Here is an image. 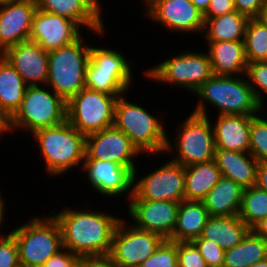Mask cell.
Returning <instances> with one entry per match:
<instances>
[{
	"label": "cell",
	"instance_id": "1",
	"mask_svg": "<svg viewBox=\"0 0 267 267\" xmlns=\"http://www.w3.org/2000/svg\"><path fill=\"white\" fill-rule=\"evenodd\" d=\"M81 210L64 206L51 214L59 223L64 249L82 256L109 255L120 217L100 210Z\"/></svg>",
	"mask_w": 267,
	"mask_h": 267
},
{
	"label": "cell",
	"instance_id": "2",
	"mask_svg": "<svg viewBox=\"0 0 267 267\" xmlns=\"http://www.w3.org/2000/svg\"><path fill=\"white\" fill-rule=\"evenodd\" d=\"M244 76L213 75L194 92L199 100L191 113L210 117L207 103L216 108L218 115L254 116L264 112Z\"/></svg>",
	"mask_w": 267,
	"mask_h": 267
},
{
	"label": "cell",
	"instance_id": "3",
	"mask_svg": "<svg viewBox=\"0 0 267 267\" xmlns=\"http://www.w3.org/2000/svg\"><path fill=\"white\" fill-rule=\"evenodd\" d=\"M33 138L40 148L46 172L63 176L70 169H82L85 158L86 136L67 120L57 126L35 131Z\"/></svg>",
	"mask_w": 267,
	"mask_h": 267
},
{
	"label": "cell",
	"instance_id": "4",
	"mask_svg": "<svg viewBox=\"0 0 267 267\" xmlns=\"http://www.w3.org/2000/svg\"><path fill=\"white\" fill-rule=\"evenodd\" d=\"M91 45L80 36L76 41L48 52L47 87L66 103L85 88Z\"/></svg>",
	"mask_w": 267,
	"mask_h": 267
},
{
	"label": "cell",
	"instance_id": "5",
	"mask_svg": "<svg viewBox=\"0 0 267 267\" xmlns=\"http://www.w3.org/2000/svg\"><path fill=\"white\" fill-rule=\"evenodd\" d=\"M160 120L141 105L128 101L126 95L118 97L114 126L124 132L142 154L165 153L168 134Z\"/></svg>",
	"mask_w": 267,
	"mask_h": 267
},
{
	"label": "cell",
	"instance_id": "6",
	"mask_svg": "<svg viewBox=\"0 0 267 267\" xmlns=\"http://www.w3.org/2000/svg\"><path fill=\"white\" fill-rule=\"evenodd\" d=\"M28 86L19 109L5 123V135L14 130L35 131L57 126L66 120V102L44 85Z\"/></svg>",
	"mask_w": 267,
	"mask_h": 267
},
{
	"label": "cell",
	"instance_id": "7",
	"mask_svg": "<svg viewBox=\"0 0 267 267\" xmlns=\"http://www.w3.org/2000/svg\"><path fill=\"white\" fill-rule=\"evenodd\" d=\"M10 233L19 247L21 267H41L63 249L61 229L51 213L45 218L32 217Z\"/></svg>",
	"mask_w": 267,
	"mask_h": 267
},
{
	"label": "cell",
	"instance_id": "8",
	"mask_svg": "<svg viewBox=\"0 0 267 267\" xmlns=\"http://www.w3.org/2000/svg\"><path fill=\"white\" fill-rule=\"evenodd\" d=\"M132 61L107 47H91L86 67L85 87L107 95L120 97L129 92L133 79Z\"/></svg>",
	"mask_w": 267,
	"mask_h": 267
},
{
	"label": "cell",
	"instance_id": "9",
	"mask_svg": "<svg viewBox=\"0 0 267 267\" xmlns=\"http://www.w3.org/2000/svg\"><path fill=\"white\" fill-rule=\"evenodd\" d=\"M186 117L176 127L174 144L170 143L168 134L165 153L175 151L171 160L183 166L214 160L216 147L211 118L194 113Z\"/></svg>",
	"mask_w": 267,
	"mask_h": 267
},
{
	"label": "cell",
	"instance_id": "10",
	"mask_svg": "<svg viewBox=\"0 0 267 267\" xmlns=\"http://www.w3.org/2000/svg\"><path fill=\"white\" fill-rule=\"evenodd\" d=\"M153 81L179 86L192 94L213 76L208 53L183 51L144 71Z\"/></svg>",
	"mask_w": 267,
	"mask_h": 267
},
{
	"label": "cell",
	"instance_id": "11",
	"mask_svg": "<svg viewBox=\"0 0 267 267\" xmlns=\"http://www.w3.org/2000/svg\"><path fill=\"white\" fill-rule=\"evenodd\" d=\"M117 100L85 87L66 103V120L85 136L114 126Z\"/></svg>",
	"mask_w": 267,
	"mask_h": 267
},
{
	"label": "cell",
	"instance_id": "12",
	"mask_svg": "<svg viewBox=\"0 0 267 267\" xmlns=\"http://www.w3.org/2000/svg\"><path fill=\"white\" fill-rule=\"evenodd\" d=\"M138 170L134 171L133 196L129 200H185V166L170 159L142 178L138 177Z\"/></svg>",
	"mask_w": 267,
	"mask_h": 267
},
{
	"label": "cell",
	"instance_id": "13",
	"mask_svg": "<svg viewBox=\"0 0 267 267\" xmlns=\"http://www.w3.org/2000/svg\"><path fill=\"white\" fill-rule=\"evenodd\" d=\"M165 239L159 234L138 229L121 219L115 229L109 256L119 267H138L146 261Z\"/></svg>",
	"mask_w": 267,
	"mask_h": 267
},
{
	"label": "cell",
	"instance_id": "14",
	"mask_svg": "<svg viewBox=\"0 0 267 267\" xmlns=\"http://www.w3.org/2000/svg\"><path fill=\"white\" fill-rule=\"evenodd\" d=\"M144 15L170 32L197 33L204 28V16L191 0H143Z\"/></svg>",
	"mask_w": 267,
	"mask_h": 267
},
{
	"label": "cell",
	"instance_id": "15",
	"mask_svg": "<svg viewBox=\"0 0 267 267\" xmlns=\"http://www.w3.org/2000/svg\"><path fill=\"white\" fill-rule=\"evenodd\" d=\"M140 155L143 154L129 137L115 126L86 136L84 159L115 162L134 172L137 168L134 160Z\"/></svg>",
	"mask_w": 267,
	"mask_h": 267
},
{
	"label": "cell",
	"instance_id": "16",
	"mask_svg": "<svg viewBox=\"0 0 267 267\" xmlns=\"http://www.w3.org/2000/svg\"><path fill=\"white\" fill-rule=\"evenodd\" d=\"M82 172L87 175L88 183L102 196H123L127 200L133 196L134 172L127 167L111 161L84 159Z\"/></svg>",
	"mask_w": 267,
	"mask_h": 267
},
{
	"label": "cell",
	"instance_id": "17",
	"mask_svg": "<svg viewBox=\"0 0 267 267\" xmlns=\"http://www.w3.org/2000/svg\"><path fill=\"white\" fill-rule=\"evenodd\" d=\"M127 205L136 228L159 234L165 240L171 239L180 202L129 200Z\"/></svg>",
	"mask_w": 267,
	"mask_h": 267
},
{
	"label": "cell",
	"instance_id": "18",
	"mask_svg": "<svg viewBox=\"0 0 267 267\" xmlns=\"http://www.w3.org/2000/svg\"><path fill=\"white\" fill-rule=\"evenodd\" d=\"M80 30L81 27L71 19L37 8L32 18L29 41L49 52L76 41L83 36Z\"/></svg>",
	"mask_w": 267,
	"mask_h": 267
},
{
	"label": "cell",
	"instance_id": "19",
	"mask_svg": "<svg viewBox=\"0 0 267 267\" xmlns=\"http://www.w3.org/2000/svg\"><path fill=\"white\" fill-rule=\"evenodd\" d=\"M36 0H17L0 5V54L9 47L29 41Z\"/></svg>",
	"mask_w": 267,
	"mask_h": 267
},
{
	"label": "cell",
	"instance_id": "20",
	"mask_svg": "<svg viewBox=\"0 0 267 267\" xmlns=\"http://www.w3.org/2000/svg\"><path fill=\"white\" fill-rule=\"evenodd\" d=\"M21 75L27 86L46 85L48 51L37 43L26 41L9 47L2 54Z\"/></svg>",
	"mask_w": 267,
	"mask_h": 267
},
{
	"label": "cell",
	"instance_id": "21",
	"mask_svg": "<svg viewBox=\"0 0 267 267\" xmlns=\"http://www.w3.org/2000/svg\"><path fill=\"white\" fill-rule=\"evenodd\" d=\"M216 118L215 123L211 121L216 149L249 152L252 116L229 114Z\"/></svg>",
	"mask_w": 267,
	"mask_h": 267
},
{
	"label": "cell",
	"instance_id": "22",
	"mask_svg": "<svg viewBox=\"0 0 267 267\" xmlns=\"http://www.w3.org/2000/svg\"><path fill=\"white\" fill-rule=\"evenodd\" d=\"M37 8L64 16L76 22L82 29L104 36L105 25L100 16L85 0H36Z\"/></svg>",
	"mask_w": 267,
	"mask_h": 267
},
{
	"label": "cell",
	"instance_id": "23",
	"mask_svg": "<svg viewBox=\"0 0 267 267\" xmlns=\"http://www.w3.org/2000/svg\"><path fill=\"white\" fill-rule=\"evenodd\" d=\"M213 75L242 76L246 73L247 58L244 41L206 42Z\"/></svg>",
	"mask_w": 267,
	"mask_h": 267
},
{
	"label": "cell",
	"instance_id": "24",
	"mask_svg": "<svg viewBox=\"0 0 267 267\" xmlns=\"http://www.w3.org/2000/svg\"><path fill=\"white\" fill-rule=\"evenodd\" d=\"M214 161L222 177L233 180L243 189L256 185L258 161L249 152L215 149Z\"/></svg>",
	"mask_w": 267,
	"mask_h": 267
},
{
	"label": "cell",
	"instance_id": "25",
	"mask_svg": "<svg viewBox=\"0 0 267 267\" xmlns=\"http://www.w3.org/2000/svg\"><path fill=\"white\" fill-rule=\"evenodd\" d=\"M27 87L21 75L0 54V119L4 124L19 109Z\"/></svg>",
	"mask_w": 267,
	"mask_h": 267
},
{
	"label": "cell",
	"instance_id": "26",
	"mask_svg": "<svg viewBox=\"0 0 267 267\" xmlns=\"http://www.w3.org/2000/svg\"><path fill=\"white\" fill-rule=\"evenodd\" d=\"M243 191L233 180L221 177L202 202L209 216L239 215Z\"/></svg>",
	"mask_w": 267,
	"mask_h": 267
},
{
	"label": "cell",
	"instance_id": "27",
	"mask_svg": "<svg viewBox=\"0 0 267 267\" xmlns=\"http://www.w3.org/2000/svg\"><path fill=\"white\" fill-rule=\"evenodd\" d=\"M250 230L239 215L210 216L201 237L213 240L226 251L240 244Z\"/></svg>",
	"mask_w": 267,
	"mask_h": 267
},
{
	"label": "cell",
	"instance_id": "28",
	"mask_svg": "<svg viewBox=\"0 0 267 267\" xmlns=\"http://www.w3.org/2000/svg\"><path fill=\"white\" fill-rule=\"evenodd\" d=\"M209 217L202 201L183 200L178 208L176 226L170 241L192 242L199 238Z\"/></svg>",
	"mask_w": 267,
	"mask_h": 267
},
{
	"label": "cell",
	"instance_id": "29",
	"mask_svg": "<svg viewBox=\"0 0 267 267\" xmlns=\"http://www.w3.org/2000/svg\"><path fill=\"white\" fill-rule=\"evenodd\" d=\"M204 20L201 35L205 37L206 42L244 41L249 18L236 10L225 15L204 18Z\"/></svg>",
	"mask_w": 267,
	"mask_h": 267
},
{
	"label": "cell",
	"instance_id": "30",
	"mask_svg": "<svg viewBox=\"0 0 267 267\" xmlns=\"http://www.w3.org/2000/svg\"><path fill=\"white\" fill-rule=\"evenodd\" d=\"M221 177L214 160L185 166V200L202 201Z\"/></svg>",
	"mask_w": 267,
	"mask_h": 267
},
{
	"label": "cell",
	"instance_id": "31",
	"mask_svg": "<svg viewBox=\"0 0 267 267\" xmlns=\"http://www.w3.org/2000/svg\"><path fill=\"white\" fill-rule=\"evenodd\" d=\"M267 258V241L250 230L242 242L224 253L223 267H250Z\"/></svg>",
	"mask_w": 267,
	"mask_h": 267
},
{
	"label": "cell",
	"instance_id": "32",
	"mask_svg": "<svg viewBox=\"0 0 267 267\" xmlns=\"http://www.w3.org/2000/svg\"><path fill=\"white\" fill-rule=\"evenodd\" d=\"M239 217L252 229L267 217V192L256 185L243 191Z\"/></svg>",
	"mask_w": 267,
	"mask_h": 267
},
{
	"label": "cell",
	"instance_id": "33",
	"mask_svg": "<svg viewBox=\"0 0 267 267\" xmlns=\"http://www.w3.org/2000/svg\"><path fill=\"white\" fill-rule=\"evenodd\" d=\"M244 46L248 63L267 61V28L255 18L248 21Z\"/></svg>",
	"mask_w": 267,
	"mask_h": 267
},
{
	"label": "cell",
	"instance_id": "34",
	"mask_svg": "<svg viewBox=\"0 0 267 267\" xmlns=\"http://www.w3.org/2000/svg\"><path fill=\"white\" fill-rule=\"evenodd\" d=\"M260 114L252 116L249 153L258 161H267V119Z\"/></svg>",
	"mask_w": 267,
	"mask_h": 267
},
{
	"label": "cell",
	"instance_id": "35",
	"mask_svg": "<svg viewBox=\"0 0 267 267\" xmlns=\"http://www.w3.org/2000/svg\"><path fill=\"white\" fill-rule=\"evenodd\" d=\"M245 76L261 108H265L264 97L267 94V61H256L247 64ZM263 91V92H262Z\"/></svg>",
	"mask_w": 267,
	"mask_h": 267
},
{
	"label": "cell",
	"instance_id": "36",
	"mask_svg": "<svg viewBox=\"0 0 267 267\" xmlns=\"http://www.w3.org/2000/svg\"><path fill=\"white\" fill-rule=\"evenodd\" d=\"M138 267H178L177 242L165 240L156 252Z\"/></svg>",
	"mask_w": 267,
	"mask_h": 267
},
{
	"label": "cell",
	"instance_id": "37",
	"mask_svg": "<svg viewBox=\"0 0 267 267\" xmlns=\"http://www.w3.org/2000/svg\"><path fill=\"white\" fill-rule=\"evenodd\" d=\"M192 243L197 247L208 267L224 266L225 250L213 240L204 239L200 236L193 240Z\"/></svg>",
	"mask_w": 267,
	"mask_h": 267
},
{
	"label": "cell",
	"instance_id": "38",
	"mask_svg": "<svg viewBox=\"0 0 267 267\" xmlns=\"http://www.w3.org/2000/svg\"><path fill=\"white\" fill-rule=\"evenodd\" d=\"M0 267H20L19 247L10 232L0 234Z\"/></svg>",
	"mask_w": 267,
	"mask_h": 267
},
{
	"label": "cell",
	"instance_id": "39",
	"mask_svg": "<svg viewBox=\"0 0 267 267\" xmlns=\"http://www.w3.org/2000/svg\"><path fill=\"white\" fill-rule=\"evenodd\" d=\"M178 267H208L192 242H177Z\"/></svg>",
	"mask_w": 267,
	"mask_h": 267
},
{
	"label": "cell",
	"instance_id": "40",
	"mask_svg": "<svg viewBox=\"0 0 267 267\" xmlns=\"http://www.w3.org/2000/svg\"><path fill=\"white\" fill-rule=\"evenodd\" d=\"M79 256L67 249L51 256L41 267H78Z\"/></svg>",
	"mask_w": 267,
	"mask_h": 267
},
{
	"label": "cell",
	"instance_id": "41",
	"mask_svg": "<svg viewBox=\"0 0 267 267\" xmlns=\"http://www.w3.org/2000/svg\"><path fill=\"white\" fill-rule=\"evenodd\" d=\"M233 2L237 12L249 19H253L257 17L267 0H233Z\"/></svg>",
	"mask_w": 267,
	"mask_h": 267
},
{
	"label": "cell",
	"instance_id": "42",
	"mask_svg": "<svg viewBox=\"0 0 267 267\" xmlns=\"http://www.w3.org/2000/svg\"><path fill=\"white\" fill-rule=\"evenodd\" d=\"M235 11L233 0H210L207 11L203 14L204 18H213Z\"/></svg>",
	"mask_w": 267,
	"mask_h": 267
},
{
	"label": "cell",
	"instance_id": "43",
	"mask_svg": "<svg viewBox=\"0 0 267 267\" xmlns=\"http://www.w3.org/2000/svg\"><path fill=\"white\" fill-rule=\"evenodd\" d=\"M78 267H119L109 255L82 256Z\"/></svg>",
	"mask_w": 267,
	"mask_h": 267
},
{
	"label": "cell",
	"instance_id": "44",
	"mask_svg": "<svg viewBox=\"0 0 267 267\" xmlns=\"http://www.w3.org/2000/svg\"><path fill=\"white\" fill-rule=\"evenodd\" d=\"M256 186L267 192V161L258 162Z\"/></svg>",
	"mask_w": 267,
	"mask_h": 267
},
{
	"label": "cell",
	"instance_id": "45",
	"mask_svg": "<svg viewBox=\"0 0 267 267\" xmlns=\"http://www.w3.org/2000/svg\"><path fill=\"white\" fill-rule=\"evenodd\" d=\"M251 230L267 241V217L257 223Z\"/></svg>",
	"mask_w": 267,
	"mask_h": 267
},
{
	"label": "cell",
	"instance_id": "46",
	"mask_svg": "<svg viewBox=\"0 0 267 267\" xmlns=\"http://www.w3.org/2000/svg\"><path fill=\"white\" fill-rule=\"evenodd\" d=\"M191 2L203 14L207 11L210 4V0H191Z\"/></svg>",
	"mask_w": 267,
	"mask_h": 267
},
{
	"label": "cell",
	"instance_id": "47",
	"mask_svg": "<svg viewBox=\"0 0 267 267\" xmlns=\"http://www.w3.org/2000/svg\"><path fill=\"white\" fill-rule=\"evenodd\" d=\"M258 22H260L264 27L267 28V3L265 6L259 11L257 17L255 18Z\"/></svg>",
	"mask_w": 267,
	"mask_h": 267
},
{
	"label": "cell",
	"instance_id": "48",
	"mask_svg": "<svg viewBox=\"0 0 267 267\" xmlns=\"http://www.w3.org/2000/svg\"><path fill=\"white\" fill-rule=\"evenodd\" d=\"M100 16H103L101 15L103 9L101 8V1L99 0H85ZM102 9V10H101Z\"/></svg>",
	"mask_w": 267,
	"mask_h": 267
},
{
	"label": "cell",
	"instance_id": "49",
	"mask_svg": "<svg viewBox=\"0 0 267 267\" xmlns=\"http://www.w3.org/2000/svg\"><path fill=\"white\" fill-rule=\"evenodd\" d=\"M1 194H2V192L0 191V227L4 223V219H5V217H4L5 214L4 213H5V208H6L4 198L2 197Z\"/></svg>",
	"mask_w": 267,
	"mask_h": 267
},
{
	"label": "cell",
	"instance_id": "50",
	"mask_svg": "<svg viewBox=\"0 0 267 267\" xmlns=\"http://www.w3.org/2000/svg\"><path fill=\"white\" fill-rule=\"evenodd\" d=\"M250 267H267V258L262 260V261H258L256 263H254Z\"/></svg>",
	"mask_w": 267,
	"mask_h": 267
},
{
	"label": "cell",
	"instance_id": "51",
	"mask_svg": "<svg viewBox=\"0 0 267 267\" xmlns=\"http://www.w3.org/2000/svg\"><path fill=\"white\" fill-rule=\"evenodd\" d=\"M5 134V124L3 121L0 119V135Z\"/></svg>",
	"mask_w": 267,
	"mask_h": 267
},
{
	"label": "cell",
	"instance_id": "52",
	"mask_svg": "<svg viewBox=\"0 0 267 267\" xmlns=\"http://www.w3.org/2000/svg\"><path fill=\"white\" fill-rule=\"evenodd\" d=\"M17 0H0V5L5 4V3H10V2H14Z\"/></svg>",
	"mask_w": 267,
	"mask_h": 267
}]
</instances>
